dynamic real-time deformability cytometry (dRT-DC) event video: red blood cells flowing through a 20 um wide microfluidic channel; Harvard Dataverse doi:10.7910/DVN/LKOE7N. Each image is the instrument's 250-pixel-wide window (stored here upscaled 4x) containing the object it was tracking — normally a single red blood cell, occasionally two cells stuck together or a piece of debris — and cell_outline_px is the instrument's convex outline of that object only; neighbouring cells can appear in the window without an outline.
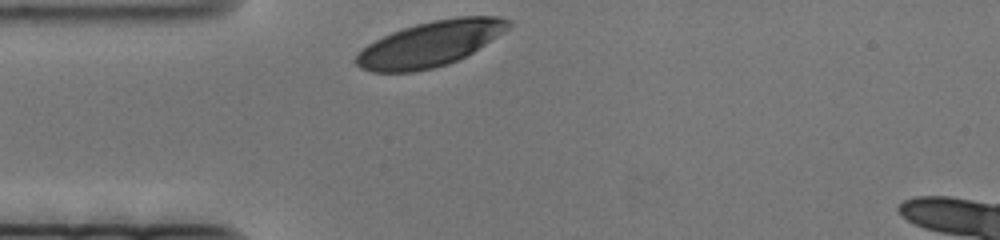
{"species": "human", "species_latin": "Homo sapiens", "temperature_condition": "cold", "stored_images_in_passage": 44, "camera_frame_rate_fps": 3000, "um_per_image_px": 0.085, "donor": {"sex": "female"}, "frame": {"image": 1, "passage_image": 1, "time_ms": 0.0, "image_size_px": [1000, 240], "cell_outline_px": [[512, 24], [504, 32], [472, 52], [448, 64], [432, 68], [412, 72], [372, 72], [360, 68], [352, 60], [368, 44], [392, 32], [416, 24], [432, 20], [460, 16], [500, 16], [512, 20]], "centroid_in_image_um": [36.57, 3.72], "position_along_channel_um": 48.4, "area_um2": 39.88}}
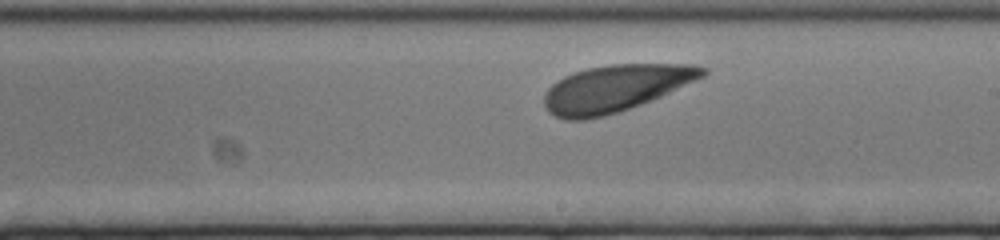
{"frame": {"image": 2, "passage_image": 26, "time_ms": 8.333, "image_size_px": [1000, 240], "cell_outline_px": [[708, 72], [704, 76], [652, 100], [620, 112], [604, 116], [584, 120], [564, 120], [548, 112], [544, 104], [544, 92], [552, 84], [564, 76], [588, 68], [608, 64], [692, 64], [708, 68]], "centroid_in_image_um": [52.3, 7.51], "position_along_channel_um": 236.7, "area_um2": 43.29}}
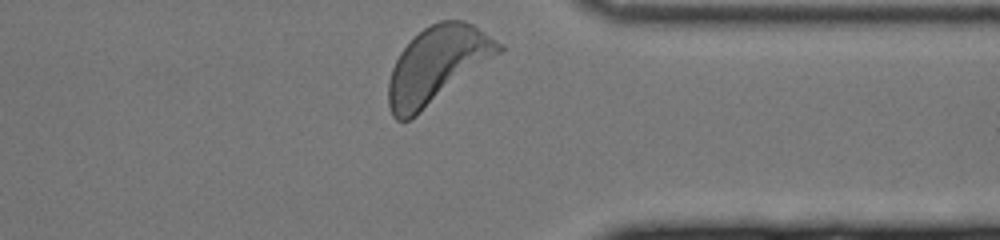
{"frame": {"image": 3, "passage_image": 44, "time_ms": 14.333, "image_size_px": [1000, 240], "cell_outline_px": [[504, 48], [500, 52], [416, 116], [408, 120], [396, 120], [392, 116], [388, 104], [388, 80], [392, 68], [400, 52], [424, 28], [440, 20], [464, 20], [472, 24], [504, 44]], "centroid_in_image_um": [37.14, 5.52], "position_along_channel_um": 374.3, "area_um2": 48.32}}